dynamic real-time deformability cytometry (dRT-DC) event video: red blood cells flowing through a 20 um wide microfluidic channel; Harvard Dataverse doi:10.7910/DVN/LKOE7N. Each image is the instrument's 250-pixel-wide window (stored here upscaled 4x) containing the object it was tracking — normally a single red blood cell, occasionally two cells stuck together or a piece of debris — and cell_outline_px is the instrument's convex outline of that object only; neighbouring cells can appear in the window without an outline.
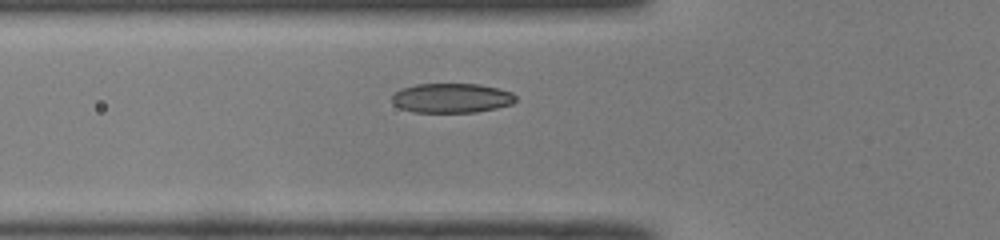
{"species": "common noctule bat (a hibernating species)", "species_latin": "Nyctalus noctula", "temperature_condition": "room temperature", "stored_images_in_passage": 37, "camera_frame_rate_fps": 3000, "um_per_image_px": 0.085, "animal": {"sex": "male", "body_mass_g": 19.0, "forearm_length_mm": 50.8}, "frame": {"image": 1, "passage_image": 9, "time_ms": 2.667, "image_size_px": [1000, 240], "cell_outline_px": [[516, 100], [512, 104], [496, 108], [476, 112], [412, 112], [400, 108], [392, 100], [392, 96], [400, 88], [416, 84], [480, 84], [500, 88], [512, 92], [516, 96]], "centroid_in_image_um": [38.41, 8.33], "position_along_channel_um": 87.4, "area_um2": 21.39}}
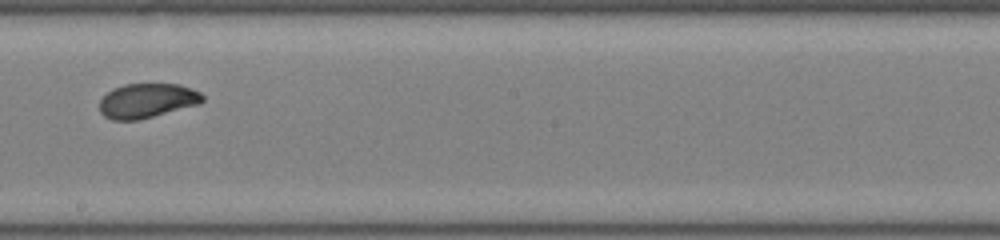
{"frame": {"image": 2, "passage_image": 20, "time_ms": 6.333, "image_size_px": [1000, 240], "cell_outline_px": [[204, 100], [200, 104], [140, 120], [112, 120], [104, 116], [100, 112], [100, 100], [112, 88], [124, 84], [180, 84], [192, 88], [200, 92], [204, 96]], "centroid_in_image_um": [12.52, 8.56], "position_along_channel_um": 235.7, "area_um2": 20.92}}
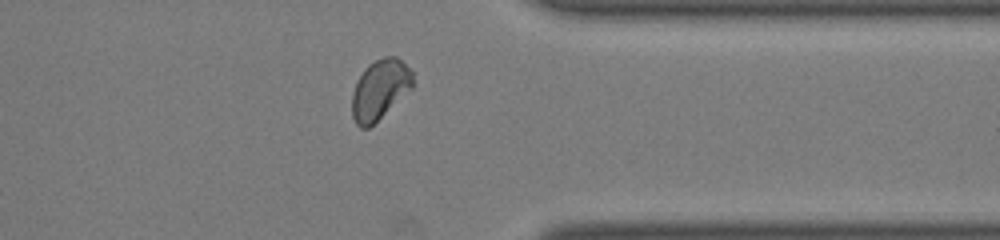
{"frame": {"image": 3, "passage_image": 31, "time_ms": 10.0, "image_size_px": [1000, 240], "cell_outline_px": [[412, 88], [368, 128], [360, 128], [356, 124], [352, 116], [352, 92], [356, 80], [364, 68], [368, 64], [384, 56], [396, 56], [412, 72]], "centroid_in_image_um": [32.24, 7.6], "position_along_channel_um": 379.2, "area_um2": 20.98}}